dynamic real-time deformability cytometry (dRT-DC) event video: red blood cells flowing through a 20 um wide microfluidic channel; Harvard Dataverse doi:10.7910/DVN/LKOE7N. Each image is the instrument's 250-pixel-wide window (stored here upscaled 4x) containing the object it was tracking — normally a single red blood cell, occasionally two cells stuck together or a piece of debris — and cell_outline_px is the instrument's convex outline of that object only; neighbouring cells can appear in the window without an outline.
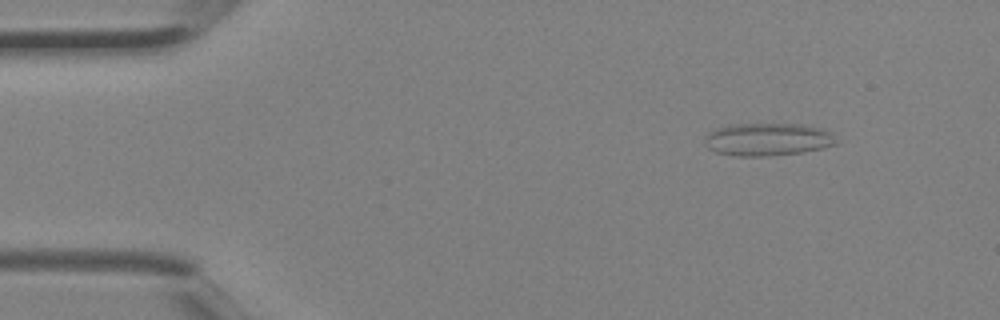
{"species": "Egyptian fruit bat (a non-hibernating species)", "species_latin": "Rousettus aegyptiacus", "temperature_condition": "room temperature", "stored_images_in_passage": 5, "camera_frame_rate_fps": 3000, "um_per_image_px": 0.085, "animal": {"sex": "female"}, "frame": {"image": 1, "passage_image": 2, "time_ms": 0.333, "image_size_px": [1000, 320], "cell_outline_px": [[836, 144], [824, 148], [804, 152], [768, 156], [736, 156], [716, 152], [708, 148], [704, 144], [704, 136], [708, 132], [716, 128], [728, 124], [800, 124], [820, 128], [832, 132]], "centroid_in_image_um": [65.21, 11.85], "position_along_channel_um": 19.8, "area_um2": 25.32}}
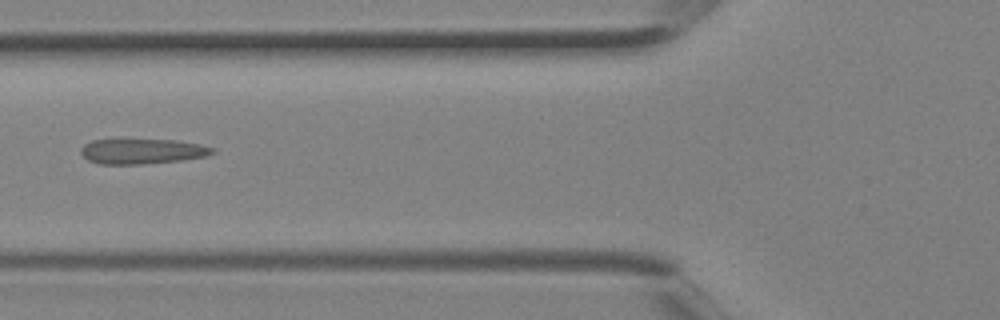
{"frame": {"image": 2, "passage_image": 5, "time_ms": 1.333, "image_size_px": [1000, 320], "cell_outline_px": [[216, 152], [204, 156], [180, 160], [144, 164], [100, 164], [88, 160], [80, 152], [80, 148], [84, 144], [92, 140], [176, 140], [200, 144], [216, 148]], "centroid_in_image_um": [12.09, 12.86], "position_along_channel_um": 113.7, "area_um2": 19.19}}